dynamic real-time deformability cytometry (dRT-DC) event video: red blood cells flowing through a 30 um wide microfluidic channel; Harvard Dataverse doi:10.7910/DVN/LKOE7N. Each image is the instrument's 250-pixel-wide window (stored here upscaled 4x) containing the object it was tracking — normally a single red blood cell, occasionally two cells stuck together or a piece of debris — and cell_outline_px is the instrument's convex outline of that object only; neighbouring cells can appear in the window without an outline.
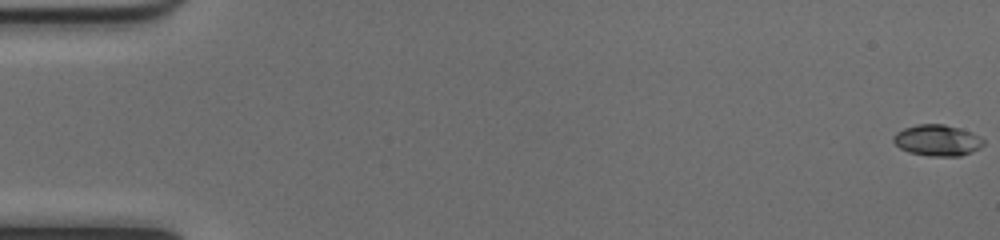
{"species": "common noctule bat (a hibernating species)", "species_latin": "Nyctalus noctula", "temperature_condition": "cold", "stored_images_in_passage": 53, "camera_frame_rate_fps": 3000, "um_per_image_px": 0.085, "animal": {"sex": "female", "body_mass_g": 17.0, "forearm_length_mm": 48.0}, "frame": {"image": 1, "passage_image": 1, "time_ms": 0.0, "image_size_px": [1000, 240], "cell_outline_px": [[984, 144], [980, 148], [972, 152], [960, 156], [928, 156], [908, 152], [900, 148], [892, 140], [892, 136], [896, 132], [904, 128], [916, 124], [944, 124], [960, 128], [972, 132], [984, 140]], "centroid_in_image_um": [79.66, 11.92], "position_along_channel_um": 5.3, "area_um2": 16.53}}
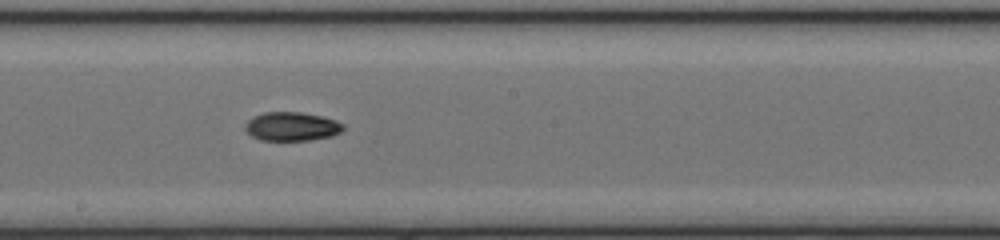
{"frame": {"image": 2, "passage_image": 30, "time_ms": 9.667, "image_size_px": [1000, 240], "cell_outline_px": [[344, 128], [340, 132], [332, 136], [308, 140], [260, 140], [252, 136], [244, 128], [244, 124], [252, 116], [264, 112], [300, 112], [324, 116], [336, 120], [344, 124]], "centroid_in_image_um": [24.79, 10.74], "position_along_channel_um": 223.4, "area_um2": 16.59}}
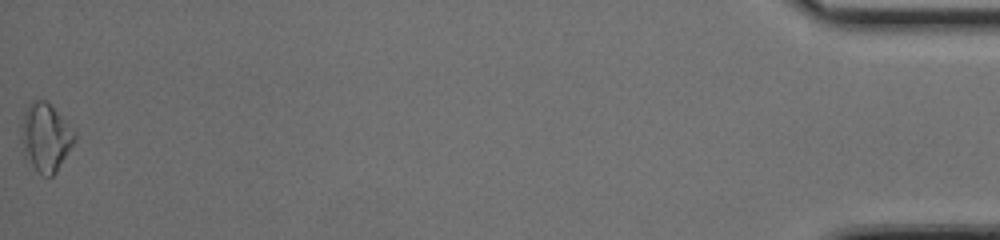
{"frame": {"image": 3, "passage_image": 53, "time_ms": 17.333, "image_size_px": [1000, 240], "cell_outline_px": [[76, 140], [56, 172], [52, 176], [44, 176], [24, 156], [20, 128], [24, 112], [28, 104], [32, 100], [44, 100], [56, 112], [76, 136]], "centroid_in_image_um": [3.84, 11.68], "position_along_channel_um": 431.4, "area_um2": 20.52}, "authors_computed_cell_mechanics": {"area_um2": 16.3574, "velocity_mm_per_s": 4.0282, "shape_relaxation_time_tau1_ms": 5.1298, "shape_relaxation_time_tau2_ms": null, "deformation_change_tau1": 0.1463, "deformation_change_tau2": null}}